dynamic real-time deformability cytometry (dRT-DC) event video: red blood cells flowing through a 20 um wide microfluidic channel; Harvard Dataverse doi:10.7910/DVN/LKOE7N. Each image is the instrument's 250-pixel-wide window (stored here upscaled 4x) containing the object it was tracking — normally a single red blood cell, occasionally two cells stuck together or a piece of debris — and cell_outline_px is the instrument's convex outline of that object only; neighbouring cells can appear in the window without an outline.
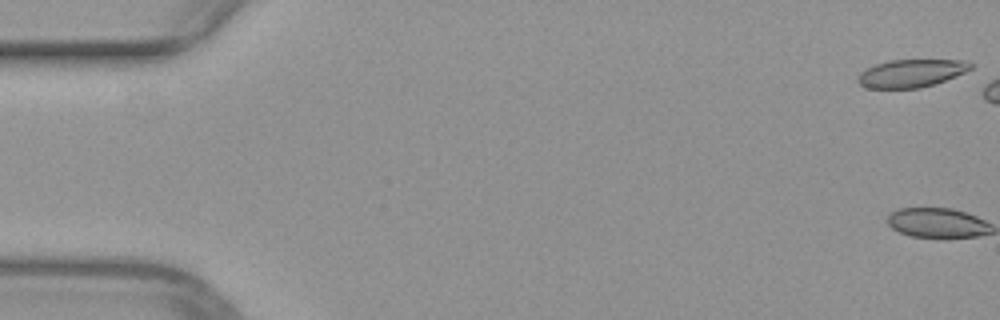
{"species": "common noctule bat (a hibernating species)", "species_latin": "Nyctalus noctula", "temperature_condition": "warm", "stored_images_in_passage": 2, "camera_frame_rate_fps": 3000, "um_per_image_px": 0.085, "animal": {"sex": "female", "body_mass_g": 29.2, "forearm_length_mm": 56.3}, "frame": {"image": 1, "passage_image": 1, "time_ms": 0.0, "image_size_px": [1000, 320], "cell_outline_px": [[972, 68], [956, 76], [920, 88], [868, 88], [860, 84], [856, 80], [860, 72], [876, 64], [888, 60], [968, 60], [972, 64]], "centroid_in_image_um": [77.44, 6.22], "position_along_channel_um": 7.6, "area_um2": 18.15}}